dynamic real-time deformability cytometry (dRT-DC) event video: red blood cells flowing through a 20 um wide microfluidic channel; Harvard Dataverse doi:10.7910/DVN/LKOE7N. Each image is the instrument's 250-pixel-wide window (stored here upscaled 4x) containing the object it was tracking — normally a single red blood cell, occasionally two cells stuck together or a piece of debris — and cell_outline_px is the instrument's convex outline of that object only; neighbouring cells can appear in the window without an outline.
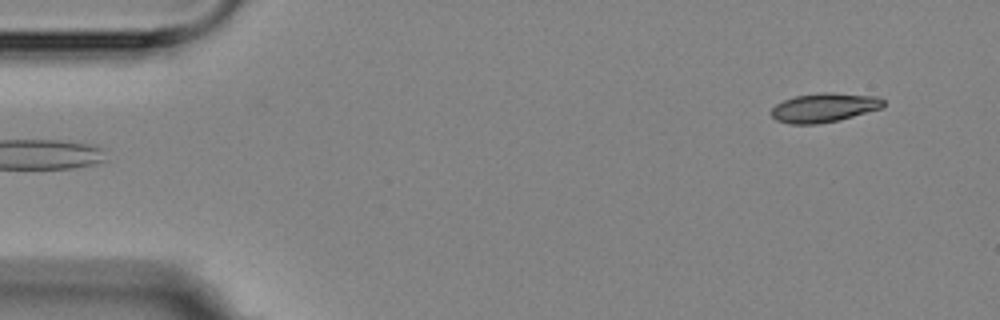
{"species": "Egyptian fruit bat (a non-hibernating species)", "species_latin": "Rousettus aegyptiacus", "temperature_condition": "room temperature", "stored_images_in_passage": 5, "camera_frame_rate_fps": 3000, "um_per_image_px": 0.085, "animal": {"sex": "female"}, "frame": {"image": 1, "passage_image": 5, "time_ms": 4.667, "image_size_px": [1000, 320], "cell_outline_px": [[884, 104], [880, 108], [840, 120], [816, 124], [788, 124], [776, 120], [772, 116], [772, 108], [776, 104], [784, 100], [796, 96], [824, 92], [832, 92], [880, 96], [884, 100]], "centroid_in_image_um": [70.06, 9.14], "position_along_channel_um": 14.9, "area_um2": 19.02}}